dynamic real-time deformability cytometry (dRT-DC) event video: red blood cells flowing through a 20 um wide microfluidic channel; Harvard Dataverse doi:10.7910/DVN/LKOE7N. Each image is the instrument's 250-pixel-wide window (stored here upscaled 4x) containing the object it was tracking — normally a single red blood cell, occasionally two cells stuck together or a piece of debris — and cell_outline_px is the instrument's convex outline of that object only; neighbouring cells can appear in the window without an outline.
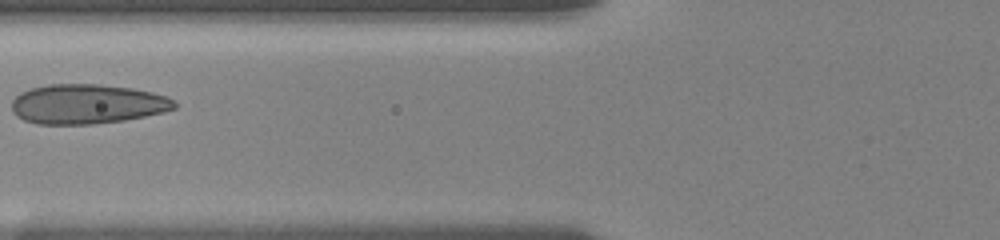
{"species": "human", "species_latin": "Homo sapiens", "temperature_condition": "room temperature", "stored_images_in_passage": 16, "camera_frame_rate_fps": 3000, "um_per_image_px": 0.085, "donor": {"sex": "female"}, "frame": {"image": 1, "passage_image": 12, "time_ms": 4.333, "image_size_px": [1000, 240], "cell_outline_px": [[176, 108], [164, 112], [124, 120], [92, 124], [36, 124], [24, 120], [16, 116], [12, 112], [12, 100], [20, 92], [32, 88], [48, 84], [100, 84], [132, 88], [152, 92], [168, 96], [176, 100]], "centroid_in_image_um": [7.41, 8.84], "position_along_channel_um": 118.4, "area_um2": 37.86}}
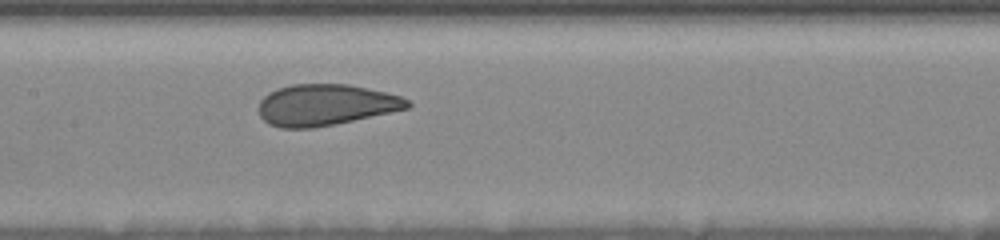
{"frame": {"image": 2, "passage_image": 16, "time_ms": 6.0, "image_size_px": [1000, 240], "cell_outline_px": [[412, 104], [408, 108], [336, 124], [312, 128], [280, 128], [268, 124], [260, 116], [260, 100], [268, 92], [276, 88], [292, 84], [348, 84], [384, 92], [400, 96], [408, 100]], "centroid_in_image_um": [27.64, 8.92], "position_along_channel_um": 179.8, "area_um2": 35.66}}